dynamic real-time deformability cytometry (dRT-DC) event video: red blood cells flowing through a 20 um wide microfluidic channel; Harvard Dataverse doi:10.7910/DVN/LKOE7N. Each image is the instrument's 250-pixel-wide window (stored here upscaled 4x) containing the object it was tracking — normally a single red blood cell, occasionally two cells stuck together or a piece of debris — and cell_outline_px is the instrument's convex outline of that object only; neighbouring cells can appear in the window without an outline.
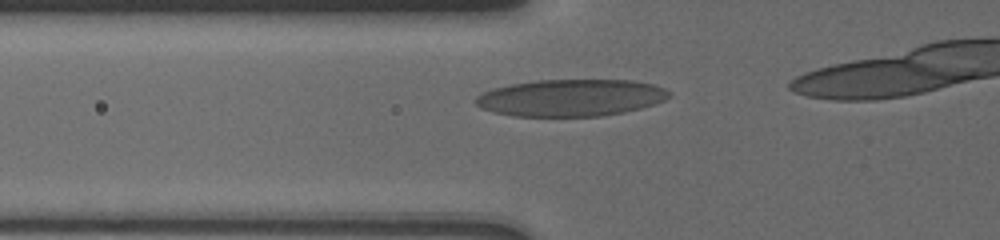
{"species": "human", "species_latin": "Homo sapiens", "temperature_condition": "cold", "stored_images_in_passage": 6, "segment_of_instrument_passage": [1, 2], "camera_frame_rate_fps": 3000, "um_per_image_px": 0.085, "donor": {"sex": "male"}, "frame": {"image": 1, "passage_image": 3, "time_ms": 1.667, "image_size_px": [1000, 240], "cell_outline_px": [[672, 92], [664, 100], [656, 104], [624, 112], [600, 116], [512, 116], [492, 112], [480, 108], [472, 100], [476, 96], [492, 88], [508, 84], [536, 80], [632, 80], [652, 84], [664, 88]], "centroid_in_image_um": [48.48, 8.31], "position_along_channel_um": 77.3, "area_um2": 41.96}}
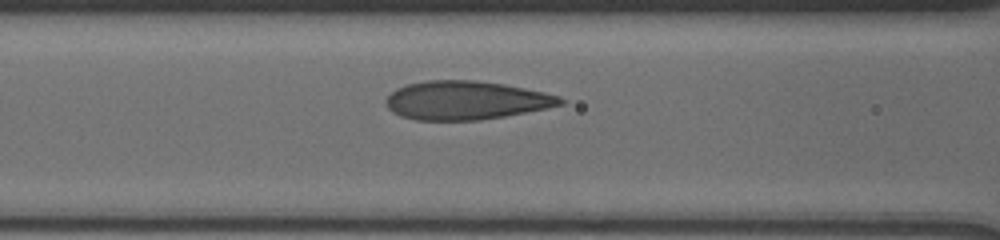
{"frame": {"image": 2, "passage_image": 5, "time_ms": 3.0, "image_size_px": [1000, 240], "cell_outline_px": [[564, 104], [504, 116], [480, 120], [416, 120], [400, 116], [392, 112], [384, 104], [384, 100], [396, 88], [408, 84], [428, 80], [476, 80], [504, 84], [544, 92], [560, 96], [564, 100]], "centroid_in_image_um": [39.56, 8.52], "position_along_channel_um": 127.0, "area_um2": 39.19}}